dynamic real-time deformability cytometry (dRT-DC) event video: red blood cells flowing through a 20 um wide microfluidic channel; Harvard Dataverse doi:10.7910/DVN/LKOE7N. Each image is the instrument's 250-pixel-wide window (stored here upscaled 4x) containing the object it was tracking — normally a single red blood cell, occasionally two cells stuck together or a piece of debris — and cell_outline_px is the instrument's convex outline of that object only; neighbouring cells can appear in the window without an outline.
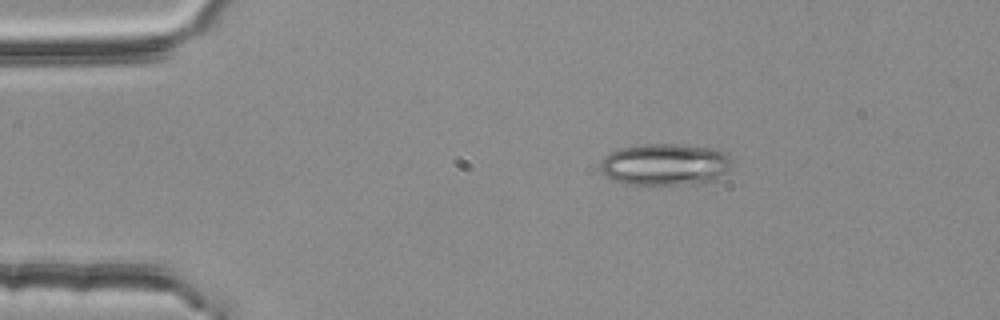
{"species": "common noctule bat (a hibernating species)", "species_latin": "Nyctalus noctula", "temperature_condition": "room temperature", "stored_images_in_passage": 1, "camera_frame_rate_fps": 3000, "um_per_image_px": 0.085, "animal": {"sex": "female", "body_mass_g": 25.1}, "frame": {"image": 1, "passage_image": 1, "time_ms": 0.0, "image_size_px": [1000, 320], "cell_outline_px": [[732, 164], [724, 172], [712, 180], [680, 184], [628, 184], [612, 180], [600, 168], [600, 160], [608, 152], [620, 148], [644, 144], [676, 144], [720, 148], [728, 156]], "centroid_in_image_um": [56.49, 13.95], "position_along_channel_um": 28.5, "area_um2": 31.85}}